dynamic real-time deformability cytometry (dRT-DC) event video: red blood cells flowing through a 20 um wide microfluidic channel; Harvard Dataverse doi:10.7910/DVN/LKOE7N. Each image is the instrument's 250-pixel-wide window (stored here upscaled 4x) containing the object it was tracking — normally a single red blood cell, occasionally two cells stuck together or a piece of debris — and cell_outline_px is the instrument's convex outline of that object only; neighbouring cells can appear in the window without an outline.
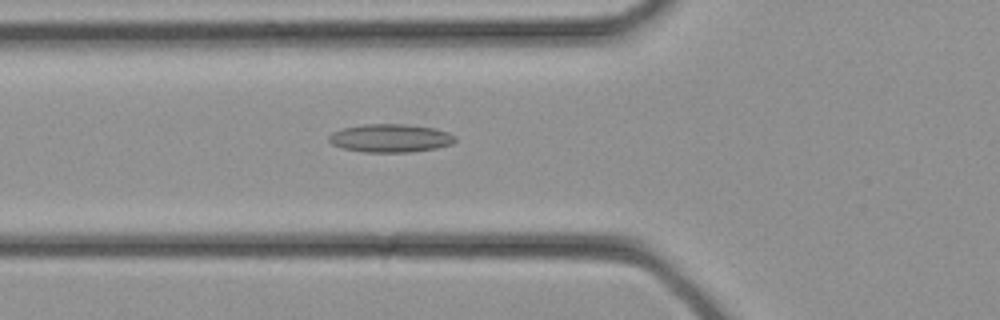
{"species": "common noctule bat (a hibernating species)", "species_latin": "Nyctalus noctula", "temperature_condition": "cold", "stored_images_in_passage": 24, "camera_frame_rate_fps": 3000, "um_per_image_px": 0.085, "animal": {"sex": "female", "body_mass_g": 21.9}, "frame": {"image": 1, "passage_image": 3, "time_ms": 0.667, "image_size_px": [1000, 320], "cell_outline_px": [[456, 140], [452, 144], [436, 148], [412, 152], [364, 152], [344, 148], [332, 144], [328, 140], [328, 136], [332, 132], [344, 128], [364, 124], [404, 124], [432, 128], [448, 132], [456, 136]], "centroid_in_image_um": [33.19, 11.74], "position_along_channel_um": 92.6, "area_um2": 20.69}}
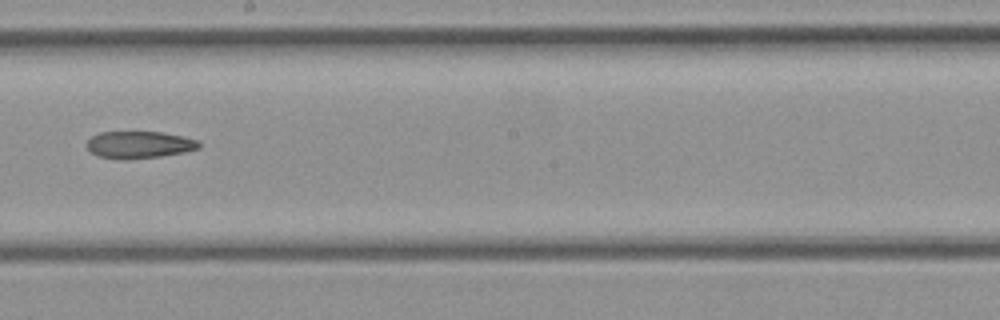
{"frame": {"image": 2, "passage_image": 10, "time_ms": 3.0, "image_size_px": [1000, 320], "cell_outline_px": [[200, 148], [184, 152], [160, 156], [128, 160], [116, 160], [96, 156], [84, 144], [92, 136], [100, 132], [160, 132], [184, 136], [196, 140], [200, 144]], "centroid_in_image_um": [11.79, 12.32], "position_along_channel_um": 236.4, "area_um2": 17.92}}
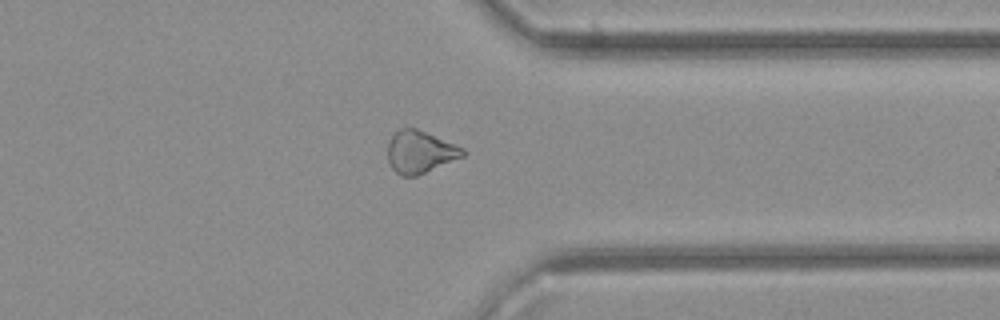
{"frame": {"image": 3, "passage_image": 17, "time_ms": 5.333, "image_size_px": [1000, 320], "cell_outline_px": [[468, 152], [464, 156], [416, 176], [404, 176], [396, 172], [392, 168], [388, 160], [388, 140], [400, 128], [416, 128], [456, 144], [464, 148]], "centroid_in_image_um": [35.72, 12.9], "position_along_channel_um": 375.7, "area_um2": 18.5}}